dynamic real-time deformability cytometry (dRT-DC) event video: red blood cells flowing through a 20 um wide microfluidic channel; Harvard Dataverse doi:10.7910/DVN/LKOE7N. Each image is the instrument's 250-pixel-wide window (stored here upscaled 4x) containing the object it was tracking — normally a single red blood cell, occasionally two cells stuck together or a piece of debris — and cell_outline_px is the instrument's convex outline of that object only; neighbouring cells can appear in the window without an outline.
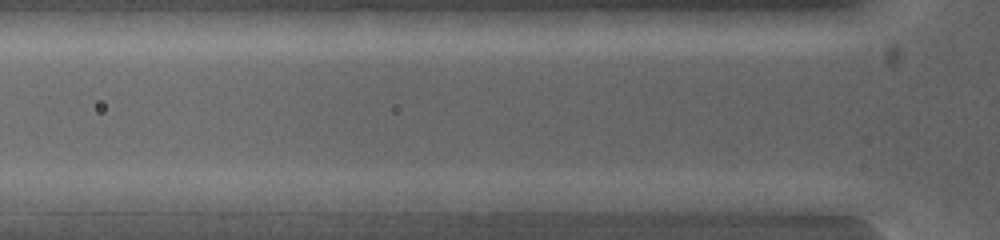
{"species": "common noctule bat (a hibernating species)", "species_latin": "Nyctalus noctula", "temperature_condition": "warm", "stored_images_in_passage": 4, "camera_frame_rate_fps": 5000, "um_per_image_px": 0.085, "animal": {"sex": "female", "body_mass_g": 19.0, "forearm_length_mm": 53.3}, "frame": {"image": 1, "passage_image": 3, "time_ms": 1.0, "image_size_px": [1000, 240], "cell_outline_px": [[384, 200], [380, 212], [248, 212], [244, 204], [260, 196], [292, 192], [372, 192]], "centroid_in_image_um": [26.93, 17.22], "position_along_channel_um": 98.9, "area_um2": 18.21}}